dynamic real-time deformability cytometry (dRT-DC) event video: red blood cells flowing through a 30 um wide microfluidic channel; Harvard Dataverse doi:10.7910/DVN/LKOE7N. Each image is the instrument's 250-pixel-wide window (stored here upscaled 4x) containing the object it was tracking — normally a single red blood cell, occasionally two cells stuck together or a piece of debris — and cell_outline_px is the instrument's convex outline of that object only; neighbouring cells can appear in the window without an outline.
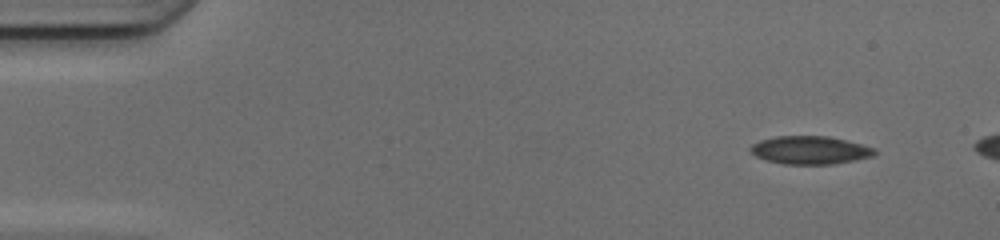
{"species": "common noctule bat (a hibernating species)", "species_latin": "Nyctalus noctula", "temperature_condition": "cold", "stored_images_in_passage": 6, "camera_frame_rate_fps": 3000, "um_per_image_px": 0.085, "animal": {"sex": "female", "body_mass_g": 17.0, "forearm_length_mm": 48.0}, "frame": {"image": 1, "passage_image": 1, "time_ms": 0.0, "image_size_px": [1000, 240], "cell_outline_px": [[876, 152], [872, 156], [832, 164], [784, 164], [768, 160], [756, 156], [752, 152], [752, 144], [760, 140], [780, 136], [824, 136], [844, 140], [876, 148]], "centroid_in_image_um": [68.86, 12.76], "position_along_channel_um": 16.1, "area_um2": 19.83}}